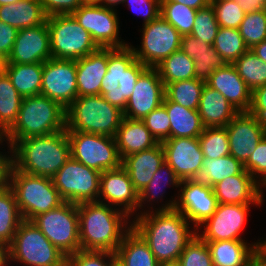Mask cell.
Listing matches in <instances>:
<instances>
[{
  "label": "cell",
  "instance_id": "obj_12",
  "mask_svg": "<svg viewBox=\"0 0 266 266\" xmlns=\"http://www.w3.org/2000/svg\"><path fill=\"white\" fill-rule=\"evenodd\" d=\"M141 46L129 45L136 60L147 67L155 68L165 58L180 50L182 35L161 15L148 24L142 25Z\"/></svg>",
  "mask_w": 266,
  "mask_h": 266
},
{
  "label": "cell",
  "instance_id": "obj_61",
  "mask_svg": "<svg viewBox=\"0 0 266 266\" xmlns=\"http://www.w3.org/2000/svg\"><path fill=\"white\" fill-rule=\"evenodd\" d=\"M0 266H9L8 246L0 244Z\"/></svg>",
  "mask_w": 266,
  "mask_h": 266
},
{
  "label": "cell",
  "instance_id": "obj_53",
  "mask_svg": "<svg viewBox=\"0 0 266 266\" xmlns=\"http://www.w3.org/2000/svg\"><path fill=\"white\" fill-rule=\"evenodd\" d=\"M47 17L72 14L80 8L81 0H40Z\"/></svg>",
  "mask_w": 266,
  "mask_h": 266
},
{
  "label": "cell",
  "instance_id": "obj_36",
  "mask_svg": "<svg viewBox=\"0 0 266 266\" xmlns=\"http://www.w3.org/2000/svg\"><path fill=\"white\" fill-rule=\"evenodd\" d=\"M23 221L13 190L0 192V244L9 246L18 226Z\"/></svg>",
  "mask_w": 266,
  "mask_h": 266
},
{
  "label": "cell",
  "instance_id": "obj_17",
  "mask_svg": "<svg viewBox=\"0 0 266 266\" xmlns=\"http://www.w3.org/2000/svg\"><path fill=\"white\" fill-rule=\"evenodd\" d=\"M175 210L180 211L195 228L216 211L218 202L211 186L196 179L180 182Z\"/></svg>",
  "mask_w": 266,
  "mask_h": 266
},
{
  "label": "cell",
  "instance_id": "obj_64",
  "mask_svg": "<svg viewBox=\"0 0 266 266\" xmlns=\"http://www.w3.org/2000/svg\"><path fill=\"white\" fill-rule=\"evenodd\" d=\"M249 266H265L257 257H255L249 264Z\"/></svg>",
  "mask_w": 266,
  "mask_h": 266
},
{
  "label": "cell",
  "instance_id": "obj_51",
  "mask_svg": "<svg viewBox=\"0 0 266 266\" xmlns=\"http://www.w3.org/2000/svg\"><path fill=\"white\" fill-rule=\"evenodd\" d=\"M244 169L266 190V134L244 164Z\"/></svg>",
  "mask_w": 266,
  "mask_h": 266
},
{
  "label": "cell",
  "instance_id": "obj_1",
  "mask_svg": "<svg viewBox=\"0 0 266 266\" xmlns=\"http://www.w3.org/2000/svg\"><path fill=\"white\" fill-rule=\"evenodd\" d=\"M132 228L149 245L158 263L178 261L186 245L197 234L184 215L175 209L137 216L132 219Z\"/></svg>",
  "mask_w": 266,
  "mask_h": 266
},
{
  "label": "cell",
  "instance_id": "obj_26",
  "mask_svg": "<svg viewBox=\"0 0 266 266\" xmlns=\"http://www.w3.org/2000/svg\"><path fill=\"white\" fill-rule=\"evenodd\" d=\"M165 162L162 144L124 157L121 166L129 174L130 180L139 193L152 180L158 168Z\"/></svg>",
  "mask_w": 266,
  "mask_h": 266
},
{
  "label": "cell",
  "instance_id": "obj_50",
  "mask_svg": "<svg viewBox=\"0 0 266 266\" xmlns=\"http://www.w3.org/2000/svg\"><path fill=\"white\" fill-rule=\"evenodd\" d=\"M142 121L158 142L170 138V118L163 105L150 112Z\"/></svg>",
  "mask_w": 266,
  "mask_h": 266
},
{
  "label": "cell",
  "instance_id": "obj_57",
  "mask_svg": "<svg viewBox=\"0 0 266 266\" xmlns=\"http://www.w3.org/2000/svg\"><path fill=\"white\" fill-rule=\"evenodd\" d=\"M245 13L266 9V0H234Z\"/></svg>",
  "mask_w": 266,
  "mask_h": 266
},
{
  "label": "cell",
  "instance_id": "obj_58",
  "mask_svg": "<svg viewBox=\"0 0 266 266\" xmlns=\"http://www.w3.org/2000/svg\"><path fill=\"white\" fill-rule=\"evenodd\" d=\"M161 2H177L199 10L200 8L206 7L210 3V0H161Z\"/></svg>",
  "mask_w": 266,
  "mask_h": 266
},
{
  "label": "cell",
  "instance_id": "obj_2",
  "mask_svg": "<svg viewBox=\"0 0 266 266\" xmlns=\"http://www.w3.org/2000/svg\"><path fill=\"white\" fill-rule=\"evenodd\" d=\"M81 250L115 253L132 219L124 212L99 201L78 204Z\"/></svg>",
  "mask_w": 266,
  "mask_h": 266
},
{
  "label": "cell",
  "instance_id": "obj_27",
  "mask_svg": "<svg viewBox=\"0 0 266 266\" xmlns=\"http://www.w3.org/2000/svg\"><path fill=\"white\" fill-rule=\"evenodd\" d=\"M108 48H98L76 60L78 97L100 95L102 79L107 73Z\"/></svg>",
  "mask_w": 266,
  "mask_h": 266
},
{
  "label": "cell",
  "instance_id": "obj_18",
  "mask_svg": "<svg viewBox=\"0 0 266 266\" xmlns=\"http://www.w3.org/2000/svg\"><path fill=\"white\" fill-rule=\"evenodd\" d=\"M98 201L124 212L131 219L137 217L139 193L122 166L100 174Z\"/></svg>",
  "mask_w": 266,
  "mask_h": 266
},
{
  "label": "cell",
  "instance_id": "obj_42",
  "mask_svg": "<svg viewBox=\"0 0 266 266\" xmlns=\"http://www.w3.org/2000/svg\"><path fill=\"white\" fill-rule=\"evenodd\" d=\"M213 47L227 64H233L248 48L238 29L219 27Z\"/></svg>",
  "mask_w": 266,
  "mask_h": 266
},
{
  "label": "cell",
  "instance_id": "obj_67",
  "mask_svg": "<svg viewBox=\"0 0 266 266\" xmlns=\"http://www.w3.org/2000/svg\"><path fill=\"white\" fill-rule=\"evenodd\" d=\"M1 146H2V148H1ZM3 146L4 145H3L2 135L0 134V150H3V148H5Z\"/></svg>",
  "mask_w": 266,
  "mask_h": 266
},
{
  "label": "cell",
  "instance_id": "obj_15",
  "mask_svg": "<svg viewBox=\"0 0 266 266\" xmlns=\"http://www.w3.org/2000/svg\"><path fill=\"white\" fill-rule=\"evenodd\" d=\"M262 205L218 204L214 214L196 229V233L203 241L245 240L242 233L251 206L260 209Z\"/></svg>",
  "mask_w": 266,
  "mask_h": 266
},
{
  "label": "cell",
  "instance_id": "obj_37",
  "mask_svg": "<svg viewBox=\"0 0 266 266\" xmlns=\"http://www.w3.org/2000/svg\"><path fill=\"white\" fill-rule=\"evenodd\" d=\"M23 97L8 75L0 70V134L3 136L15 123Z\"/></svg>",
  "mask_w": 266,
  "mask_h": 266
},
{
  "label": "cell",
  "instance_id": "obj_52",
  "mask_svg": "<svg viewBox=\"0 0 266 266\" xmlns=\"http://www.w3.org/2000/svg\"><path fill=\"white\" fill-rule=\"evenodd\" d=\"M143 17L142 25L157 19L161 13V0H124L122 5Z\"/></svg>",
  "mask_w": 266,
  "mask_h": 266
},
{
  "label": "cell",
  "instance_id": "obj_47",
  "mask_svg": "<svg viewBox=\"0 0 266 266\" xmlns=\"http://www.w3.org/2000/svg\"><path fill=\"white\" fill-rule=\"evenodd\" d=\"M219 27L238 29L245 12L234 0H210Z\"/></svg>",
  "mask_w": 266,
  "mask_h": 266
},
{
  "label": "cell",
  "instance_id": "obj_56",
  "mask_svg": "<svg viewBox=\"0 0 266 266\" xmlns=\"http://www.w3.org/2000/svg\"><path fill=\"white\" fill-rule=\"evenodd\" d=\"M0 151V192L9 187L10 170L12 168V155L10 149L8 151ZM7 153V154H6Z\"/></svg>",
  "mask_w": 266,
  "mask_h": 266
},
{
  "label": "cell",
  "instance_id": "obj_3",
  "mask_svg": "<svg viewBox=\"0 0 266 266\" xmlns=\"http://www.w3.org/2000/svg\"><path fill=\"white\" fill-rule=\"evenodd\" d=\"M12 166L24 173L52 178L71 157L66 130L18 140L11 148Z\"/></svg>",
  "mask_w": 266,
  "mask_h": 266
},
{
  "label": "cell",
  "instance_id": "obj_65",
  "mask_svg": "<svg viewBox=\"0 0 266 266\" xmlns=\"http://www.w3.org/2000/svg\"><path fill=\"white\" fill-rule=\"evenodd\" d=\"M83 5L100 4V0H81Z\"/></svg>",
  "mask_w": 266,
  "mask_h": 266
},
{
  "label": "cell",
  "instance_id": "obj_63",
  "mask_svg": "<svg viewBox=\"0 0 266 266\" xmlns=\"http://www.w3.org/2000/svg\"><path fill=\"white\" fill-rule=\"evenodd\" d=\"M159 266H180L179 261L159 263Z\"/></svg>",
  "mask_w": 266,
  "mask_h": 266
},
{
  "label": "cell",
  "instance_id": "obj_5",
  "mask_svg": "<svg viewBox=\"0 0 266 266\" xmlns=\"http://www.w3.org/2000/svg\"><path fill=\"white\" fill-rule=\"evenodd\" d=\"M123 111L101 95L77 97L66 108V131L87 132L115 138Z\"/></svg>",
  "mask_w": 266,
  "mask_h": 266
},
{
  "label": "cell",
  "instance_id": "obj_13",
  "mask_svg": "<svg viewBox=\"0 0 266 266\" xmlns=\"http://www.w3.org/2000/svg\"><path fill=\"white\" fill-rule=\"evenodd\" d=\"M100 174L70 157L52 180L64 201L79 204L98 201Z\"/></svg>",
  "mask_w": 266,
  "mask_h": 266
},
{
  "label": "cell",
  "instance_id": "obj_23",
  "mask_svg": "<svg viewBox=\"0 0 266 266\" xmlns=\"http://www.w3.org/2000/svg\"><path fill=\"white\" fill-rule=\"evenodd\" d=\"M180 182L181 180L177 177L175 171L166 162H164L158 168L149 184L146 185L141 192H139L137 216L153 211H170L174 209L178 193H176L173 197L171 196L172 199L170 198L168 200L165 195L168 193L166 192V189L167 187L172 189L175 187L176 189H179ZM163 199L167 201L164 202Z\"/></svg>",
  "mask_w": 266,
  "mask_h": 266
},
{
  "label": "cell",
  "instance_id": "obj_16",
  "mask_svg": "<svg viewBox=\"0 0 266 266\" xmlns=\"http://www.w3.org/2000/svg\"><path fill=\"white\" fill-rule=\"evenodd\" d=\"M41 95L66 109L78 97L76 60L50 58L45 61Z\"/></svg>",
  "mask_w": 266,
  "mask_h": 266
},
{
  "label": "cell",
  "instance_id": "obj_25",
  "mask_svg": "<svg viewBox=\"0 0 266 266\" xmlns=\"http://www.w3.org/2000/svg\"><path fill=\"white\" fill-rule=\"evenodd\" d=\"M205 82L209 87L219 91L239 112L249 111L252 91L233 64L218 68Z\"/></svg>",
  "mask_w": 266,
  "mask_h": 266
},
{
  "label": "cell",
  "instance_id": "obj_54",
  "mask_svg": "<svg viewBox=\"0 0 266 266\" xmlns=\"http://www.w3.org/2000/svg\"><path fill=\"white\" fill-rule=\"evenodd\" d=\"M18 30L0 21V62H4L11 53Z\"/></svg>",
  "mask_w": 266,
  "mask_h": 266
},
{
  "label": "cell",
  "instance_id": "obj_6",
  "mask_svg": "<svg viewBox=\"0 0 266 266\" xmlns=\"http://www.w3.org/2000/svg\"><path fill=\"white\" fill-rule=\"evenodd\" d=\"M146 68V65L136 60L130 45L108 48L107 73L102 79L100 95L124 112L136 81Z\"/></svg>",
  "mask_w": 266,
  "mask_h": 266
},
{
  "label": "cell",
  "instance_id": "obj_9",
  "mask_svg": "<svg viewBox=\"0 0 266 266\" xmlns=\"http://www.w3.org/2000/svg\"><path fill=\"white\" fill-rule=\"evenodd\" d=\"M52 58L78 60L99 47L71 14L47 17Z\"/></svg>",
  "mask_w": 266,
  "mask_h": 266
},
{
  "label": "cell",
  "instance_id": "obj_32",
  "mask_svg": "<svg viewBox=\"0 0 266 266\" xmlns=\"http://www.w3.org/2000/svg\"><path fill=\"white\" fill-rule=\"evenodd\" d=\"M47 15L40 0H19L0 6V21L17 30L44 24Z\"/></svg>",
  "mask_w": 266,
  "mask_h": 266
},
{
  "label": "cell",
  "instance_id": "obj_62",
  "mask_svg": "<svg viewBox=\"0 0 266 266\" xmlns=\"http://www.w3.org/2000/svg\"><path fill=\"white\" fill-rule=\"evenodd\" d=\"M124 0H100V4L104 7L107 8H113L116 9L118 8L117 6H120V4L123 3Z\"/></svg>",
  "mask_w": 266,
  "mask_h": 266
},
{
  "label": "cell",
  "instance_id": "obj_10",
  "mask_svg": "<svg viewBox=\"0 0 266 266\" xmlns=\"http://www.w3.org/2000/svg\"><path fill=\"white\" fill-rule=\"evenodd\" d=\"M48 240L66 256L81 249L78 204L64 201L31 220Z\"/></svg>",
  "mask_w": 266,
  "mask_h": 266
},
{
  "label": "cell",
  "instance_id": "obj_55",
  "mask_svg": "<svg viewBox=\"0 0 266 266\" xmlns=\"http://www.w3.org/2000/svg\"><path fill=\"white\" fill-rule=\"evenodd\" d=\"M248 112L266 123V84L252 91Z\"/></svg>",
  "mask_w": 266,
  "mask_h": 266
},
{
  "label": "cell",
  "instance_id": "obj_41",
  "mask_svg": "<svg viewBox=\"0 0 266 266\" xmlns=\"http://www.w3.org/2000/svg\"><path fill=\"white\" fill-rule=\"evenodd\" d=\"M233 65L251 91L266 84V63L250 49L240 56Z\"/></svg>",
  "mask_w": 266,
  "mask_h": 266
},
{
  "label": "cell",
  "instance_id": "obj_46",
  "mask_svg": "<svg viewBox=\"0 0 266 266\" xmlns=\"http://www.w3.org/2000/svg\"><path fill=\"white\" fill-rule=\"evenodd\" d=\"M218 29L219 24L210 3L206 7L197 10L194 25L191 31L192 36L197 38L199 41H205V43L213 45Z\"/></svg>",
  "mask_w": 266,
  "mask_h": 266
},
{
  "label": "cell",
  "instance_id": "obj_60",
  "mask_svg": "<svg viewBox=\"0 0 266 266\" xmlns=\"http://www.w3.org/2000/svg\"><path fill=\"white\" fill-rule=\"evenodd\" d=\"M256 257L266 266V243L263 239L256 246Z\"/></svg>",
  "mask_w": 266,
  "mask_h": 266
},
{
  "label": "cell",
  "instance_id": "obj_45",
  "mask_svg": "<svg viewBox=\"0 0 266 266\" xmlns=\"http://www.w3.org/2000/svg\"><path fill=\"white\" fill-rule=\"evenodd\" d=\"M248 49L266 40V9L245 13L238 28Z\"/></svg>",
  "mask_w": 266,
  "mask_h": 266
},
{
  "label": "cell",
  "instance_id": "obj_24",
  "mask_svg": "<svg viewBox=\"0 0 266 266\" xmlns=\"http://www.w3.org/2000/svg\"><path fill=\"white\" fill-rule=\"evenodd\" d=\"M218 204H264L263 187L246 171L212 186Z\"/></svg>",
  "mask_w": 266,
  "mask_h": 266
},
{
  "label": "cell",
  "instance_id": "obj_31",
  "mask_svg": "<svg viewBox=\"0 0 266 266\" xmlns=\"http://www.w3.org/2000/svg\"><path fill=\"white\" fill-rule=\"evenodd\" d=\"M115 140L121 160L128 155L152 148L159 143L142 120H132L125 117L117 130Z\"/></svg>",
  "mask_w": 266,
  "mask_h": 266
},
{
  "label": "cell",
  "instance_id": "obj_22",
  "mask_svg": "<svg viewBox=\"0 0 266 266\" xmlns=\"http://www.w3.org/2000/svg\"><path fill=\"white\" fill-rule=\"evenodd\" d=\"M52 58L47 21L44 24L20 29L8 58L1 64L44 63Z\"/></svg>",
  "mask_w": 266,
  "mask_h": 266
},
{
  "label": "cell",
  "instance_id": "obj_14",
  "mask_svg": "<svg viewBox=\"0 0 266 266\" xmlns=\"http://www.w3.org/2000/svg\"><path fill=\"white\" fill-rule=\"evenodd\" d=\"M118 10L99 4L81 5L71 15L90 33L99 48H123L129 45L121 38Z\"/></svg>",
  "mask_w": 266,
  "mask_h": 266
},
{
  "label": "cell",
  "instance_id": "obj_11",
  "mask_svg": "<svg viewBox=\"0 0 266 266\" xmlns=\"http://www.w3.org/2000/svg\"><path fill=\"white\" fill-rule=\"evenodd\" d=\"M66 132L74 160L100 173L121 166L115 138L87 132Z\"/></svg>",
  "mask_w": 266,
  "mask_h": 266
},
{
  "label": "cell",
  "instance_id": "obj_39",
  "mask_svg": "<svg viewBox=\"0 0 266 266\" xmlns=\"http://www.w3.org/2000/svg\"><path fill=\"white\" fill-rule=\"evenodd\" d=\"M155 68L164 85L195 78L194 61L181 49L165 58Z\"/></svg>",
  "mask_w": 266,
  "mask_h": 266
},
{
  "label": "cell",
  "instance_id": "obj_44",
  "mask_svg": "<svg viewBox=\"0 0 266 266\" xmlns=\"http://www.w3.org/2000/svg\"><path fill=\"white\" fill-rule=\"evenodd\" d=\"M203 156L206 159H218L230 155L228 134L225 127L204 128L198 137Z\"/></svg>",
  "mask_w": 266,
  "mask_h": 266
},
{
  "label": "cell",
  "instance_id": "obj_38",
  "mask_svg": "<svg viewBox=\"0 0 266 266\" xmlns=\"http://www.w3.org/2000/svg\"><path fill=\"white\" fill-rule=\"evenodd\" d=\"M244 170V165L232 155H226L218 159L204 158L196 180L212 187L227 177L241 174Z\"/></svg>",
  "mask_w": 266,
  "mask_h": 266
},
{
  "label": "cell",
  "instance_id": "obj_4",
  "mask_svg": "<svg viewBox=\"0 0 266 266\" xmlns=\"http://www.w3.org/2000/svg\"><path fill=\"white\" fill-rule=\"evenodd\" d=\"M62 130H66L65 108L41 94L24 97L15 123L2 136L3 145L10 149L18 140Z\"/></svg>",
  "mask_w": 266,
  "mask_h": 266
},
{
  "label": "cell",
  "instance_id": "obj_30",
  "mask_svg": "<svg viewBox=\"0 0 266 266\" xmlns=\"http://www.w3.org/2000/svg\"><path fill=\"white\" fill-rule=\"evenodd\" d=\"M180 49L194 61L196 79L206 81L215 70L227 64L213 45L191 34L182 36Z\"/></svg>",
  "mask_w": 266,
  "mask_h": 266
},
{
  "label": "cell",
  "instance_id": "obj_34",
  "mask_svg": "<svg viewBox=\"0 0 266 266\" xmlns=\"http://www.w3.org/2000/svg\"><path fill=\"white\" fill-rule=\"evenodd\" d=\"M117 266H159L149 245L131 228L115 252Z\"/></svg>",
  "mask_w": 266,
  "mask_h": 266
},
{
  "label": "cell",
  "instance_id": "obj_8",
  "mask_svg": "<svg viewBox=\"0 0 266 266\" xmlns=\"http://www.w3.org/2000/svg\"><path fill=\"white\" fill-rule=\"evenodd\" d=\"M11 262L22 266H66L67 256L55 247L39 228L29 220H23L8 246Z\"/></svg>",
  "mask_w": 266,
  "mask_h": 266
},
{
  "label": "cell",
  "instance_id": "obj_59",
  "mask_svg": "<svg viewBox=\"0 0 266 266\" xmlns=\"http://www.w3.org/2000/svg\"><path fill=\"white\" fill-rule=\"evenodd\" d=\"M258 58L266 63V40L250 49Z\"/></svg>",
  "mask_w": 266,
  "mask_h": 266
},
{
  "label": "cell",
  "instance_id": "obj_29",
  "mask_svg": "<svg viewBox=\"0 0 266 266\" xmlns=\"http://www.w3.org/2000/svg\"><path fill=\"white\" fill-rule=\"evenodd\" d=\"M198 112L204 128L226 127L239 113L219 91L206 83Z\"/></svg>",
  "mask_w": 266,
  "mask_h": 266
},
{
  "label": "cell",
  "instance_id": "obj_35",
  "mask_svg": "<svg viewBox=\"0 0 266 266\" xmlns=\"http://www.w3.org/2000/svg\"><path fill=\"white\" fill-rule=\"evenodd\" d=\"M1 69L23 98L41 94L43 63L1 64Z\"/></svg>",
  "mask_w": 266,
  "mask_h": 266
},
{
  "label": "cell",
  "instance_id": "obj_49",
  "mask_svg": "<svg viewBox=\"0 0 266 266\" xmlns=\"http://www.w3.org/2000/svg\"><path fill=\"white\" fill-rule=\"evenodd\" d=\"M66 266H117V264L113 252L80 249L67 256Z\"/></svg>",
  "mask_w": 266,
  "mask_h": 266
},
{
  "label": "cell",
  "instance_id": "obj_40",
  "mask_svg": "<svg viewBox=\"0 0 266 266\" xmlns=\"http://www.w3.org/2000/svg\"><path fill=\"white\" fill-rule=\"evenodd\" d=\"M205 81L191 78L165 85V96L188 109L198 110Z\"/></svg>",
  "mask_w": 266,
  "mask_h": 266
},
{
  "label": "cell",
  "instance_id": "obj_21",
  "mask_svg": "<svg viewBox=\"0 0 266 266\" xmlns=\"http://www.w3.org/2000/svg\"><path fill=\"white\" fill-rule=\"evenodd\" d=\"M161 144L165 162L181 181L197 178L204 160L199 138H168Z\"/></svg>",
  "mask_w": 266,
  "mask_h": 266
},
{
  "label": "cell",
  "instance_id": "obj_66",
  "mask_svg": "<svg viewBox=\"0 0 266 266\" xmlns=\"http://www.w3.org/2000/svg\"><path fill=\"white\" fill-rule=\"evenodd\" d=\"M19 0H0V6L1 5H7L12 3H17Z\"/></svg>",
  "mask_w": 266,
  "mask_h": 266
},
{
  "label": "cell",
  "instance_id": "obj_19",
  "mask_svg": "<svg viewBox=\"0 0 266 266\" xmlns=\"http://www.w3.org/2000/svg\"><path fill=\"white\" fill-rule=\"evenodd\" d=\"M165 85L156 68L147 67L136 81L134 91L127 100L124 117L143 120L150 112L162 105Z\"/></svg>",
  "mask_w": 266,
  "mask_h": 266
},
{
  "label": "cell",
  "instance_id": "obj_43",
  "mask_svg": "<svg viewBox=\"0 0 266 266\" xmlns=\"http://www.w3.org/2000/svg\"><path fill=\"white\" fill-rule=\"evenodd\" d=\"M196 12V9L182 5L181 3L161 2L160 15L182 36L191 34Z\"/></svg>",
  "mask_w": 266,
  "mask_h": 266
},
{
  "label": "cell",
  "instance_id": "obj_28",
  "mask_svg": "<svg viewBox=\"0 0 266 266\" xmlns=\"http://www.w3.org/2000/svg\"><path fill=\"white\" fill-rule=\"evenodd\" d=\"M247 240L205 241L209 247L213 266H249L256 257V246L260 243Z\"/></svg>",
  "mask_w": 266,
  "mask_h": 266
},
{
  "label": "cell",
  "instance_id": "obj_48",
  "mask_svg": "<svg viewBox=\"0 0 266 266\" xmlns=\"http://www.w3.org/2000/svg\"><path fill=\"white\" fill-rule=\"evenodd\" d=\"M178 261L180 266H213L207 242L197 234L186 245Z\"/></svg>",
  "mask_w": 266,
  "mask_h": 266
},
{
  "label": "cell",
  "instance_id": "obj_33",
  "mask_svg": "<svg viewBox=\"0 0 266 266\" xmlns=\"http://www.w3.org/2000/svg\"><path fill=\"white\" fill-rule=\"evenodd\" d=\"M162 105L170 118V138H198L204 130L198 110L188 109L164 97Z\"/></svg>",
  "mask_w": 266,
  "mask_h": 266
},
{
  "label": "cell",
  "instance_id": "obj_20",
  "mask_svg": "<svg viewBox=\"0 0 266 266\" xmlns=\"http://www.w3.org/2000/svg\"><path fill=\"white\" fill-rule=\"evenodd\" d=\"M225 128L230 155L244 165L266 134V123L249 112H239Z\"/></svg>",
  "mask_w": 266,
  "mask_h": 266
},
{
  "label": "cell",
  "instance_id": "obj_7",
  "mask_svg": "<svg viewBox=\"0 0 266 266\" xmlns=\"http://www.w3.org/2000/svg\"><path fill=\"white\" fill-rule=\"evenodd\" d=\"M9 187L13 190L23 220L31 221L64 202L52 178L10 170Z\"/></svg>",
  "mask_w": 266,
  "mask_h": 266
}]
</instances>
